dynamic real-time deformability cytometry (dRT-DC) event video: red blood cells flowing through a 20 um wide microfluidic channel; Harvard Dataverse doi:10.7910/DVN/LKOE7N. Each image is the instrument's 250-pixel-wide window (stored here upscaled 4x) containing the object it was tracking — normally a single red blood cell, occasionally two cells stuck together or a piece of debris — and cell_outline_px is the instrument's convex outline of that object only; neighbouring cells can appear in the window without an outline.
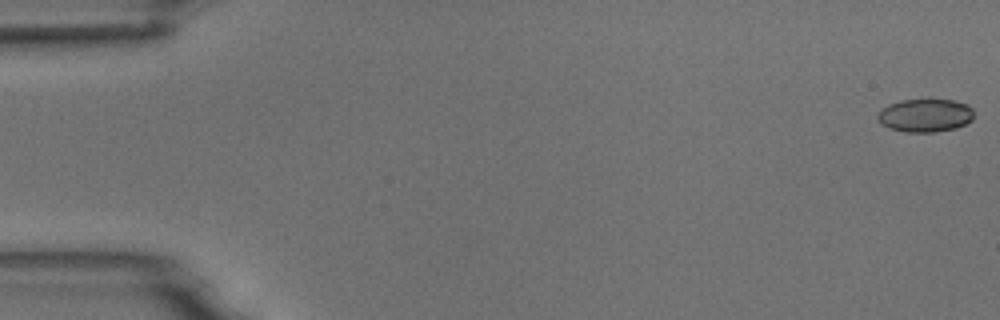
{"species": "common noctule bat (a hibernating species)", "species_latin": "Nyctalus noctula", "temperature_condition": "room temperature", "stored_images_in_passage": 4, "camera_frame_rate_fps": 3000, "um_per_image_px": 0.085, "animal": {"sex": "male", "body_mass_g": 18.8}, "frame": {"image": 1, "passage_image": 1, "time_ms": 0.0, "image_size_px": [1000, 320], "cell_outline_px": [[972, 120], [956, 128], [932, 132], [904, 132], [880, 124], [876, 116], [888, 104], [900, 100], [928, 96], [932, 96], [952, 100], [968, 104], [972, 108]], "centroid_in_image_um": [78.64, 9.75], "position_along_channel_um": 6.4, "area_um2": 19.25}}
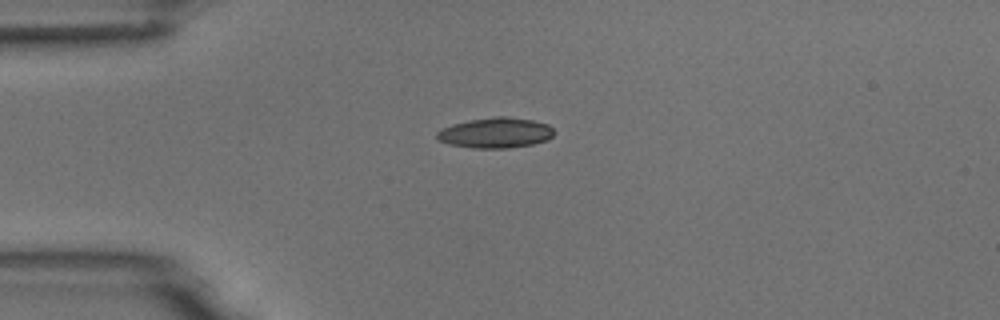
{"frame": {"image": 2, "passage_image": 4, "time_ms": 4.333, "image_size_px": [1000, 320], "cell_outline_px": [[556, 132], [548, 140], [532, 144], [508, 148], [472, 148], [448, 144], [440, 140], [436, 136], [436, 132], [440, 128], [452, 124], [472, 120], [496, 116], [504, 116], [532, 120], [548, 124]], "centroid_in_image_um": [42.12, 11.29], "position_along_channel_um": 42.9, "area_um2": 20.75}}